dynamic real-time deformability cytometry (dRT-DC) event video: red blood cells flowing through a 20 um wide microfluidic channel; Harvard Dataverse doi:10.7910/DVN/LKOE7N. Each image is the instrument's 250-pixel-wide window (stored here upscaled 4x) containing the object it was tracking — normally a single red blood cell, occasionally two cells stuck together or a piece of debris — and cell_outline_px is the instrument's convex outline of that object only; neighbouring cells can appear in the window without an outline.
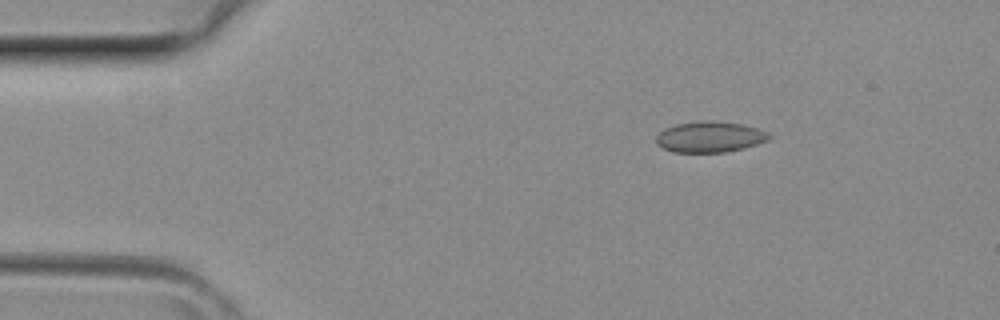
{"species": "common noctule bat (a hibernating species)", "species_latin": "Nyctalus noctula", "temperature_condition": "room temperature", "stored_images_in_passage": 4, "camera_frame_rate_fps": 3000, "um_per_image_px": 0.085, "animal": {"sex": "female", "body_mass_g": 29.2, "forearm_length_mm": 56.3}, "frame": {"image": 1, "passage_image": 2, "time_ms": 0.333, "image_size_px": [1000, 320], "cell_outline_px": [[772, 136], [768, 140], [744, 148], [728, 152], [672, 152], [656, 144], [656, 136], [664, 128], [676, 124], [700, 120], [712, 120], [740, 124], [756, 128], [768, 132]], "centroid_in_image_um": [60.32, 11.63], "position_along_channel_um": 24.7, "area_um2": 20.4}}
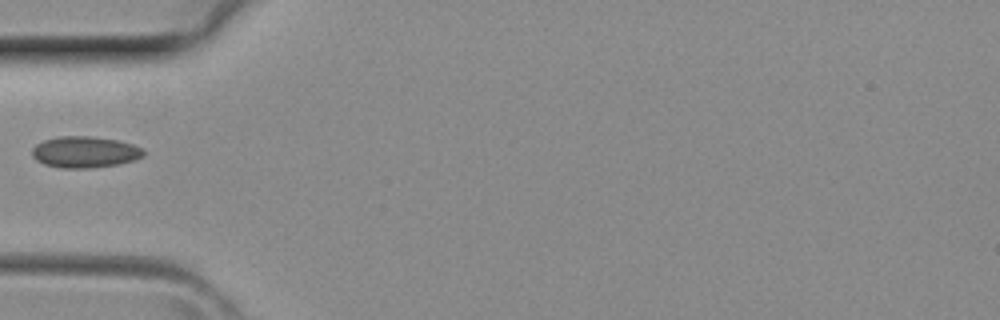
{"frame": {"image": 2, "passage_image": 4, "time_ms": 1.0, "image_size_px": [1000, 320], "cell_outline_px": [[148, 152], [144, 156], [120, 164], [92, 168], [60, 168], [44, 164], [36, 160], [32, 156], [32, 148], [36, 144], [44, 140], [60, 136], [88, 136], [120, 140], [144, 148]], "centroid_in_image_um": [7.24, 12.92], "position_along_channel_um": 77.8, "area_um2": 20.63}}